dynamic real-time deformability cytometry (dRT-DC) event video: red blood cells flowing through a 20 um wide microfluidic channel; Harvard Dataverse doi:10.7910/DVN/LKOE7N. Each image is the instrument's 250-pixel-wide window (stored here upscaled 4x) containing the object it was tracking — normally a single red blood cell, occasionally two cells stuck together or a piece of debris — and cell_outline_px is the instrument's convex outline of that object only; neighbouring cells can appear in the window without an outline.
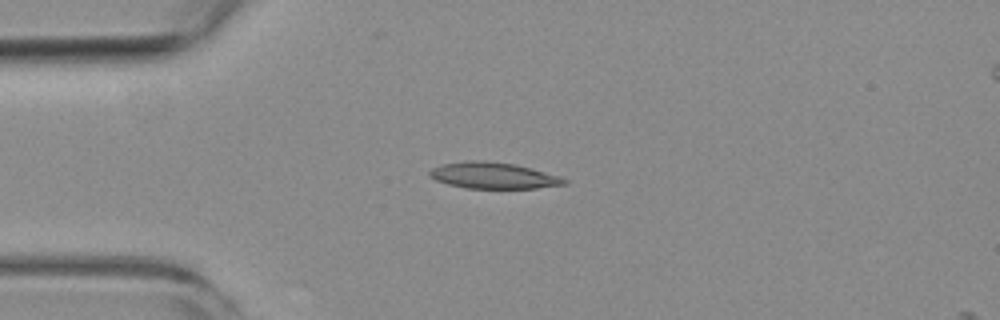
{"species": "common noctule bat (a hibernating species)", "species_latin": "Nyctalus noctula", "temperature_condition": "room temperature", "stored_images_in_passage": 2, "camera_frame_rate_fps": 3000, "um_per_image_px": 0.085, "animal": {"sex": "female", "body_mass_g": 19.3, "forearm_length_mm": 54.1}, "frame": {"image": 1, "passage_image": 1, "time_ms": 0.0, "image_size_px": [1000, 320], "cell_outline_px": [[568, 184], [536, 188], [464, 188], [448, 184], [436, 180], [428, 172], [432, 168], [440, 164], [468, 160], [484, 160], [516, 164], [532, 168], [560, 176], [568, 180]], "centroid_in_image_um": [41.95, 14.91], "position_along_channel_um": 43.0, "area_um2": 20.75}}